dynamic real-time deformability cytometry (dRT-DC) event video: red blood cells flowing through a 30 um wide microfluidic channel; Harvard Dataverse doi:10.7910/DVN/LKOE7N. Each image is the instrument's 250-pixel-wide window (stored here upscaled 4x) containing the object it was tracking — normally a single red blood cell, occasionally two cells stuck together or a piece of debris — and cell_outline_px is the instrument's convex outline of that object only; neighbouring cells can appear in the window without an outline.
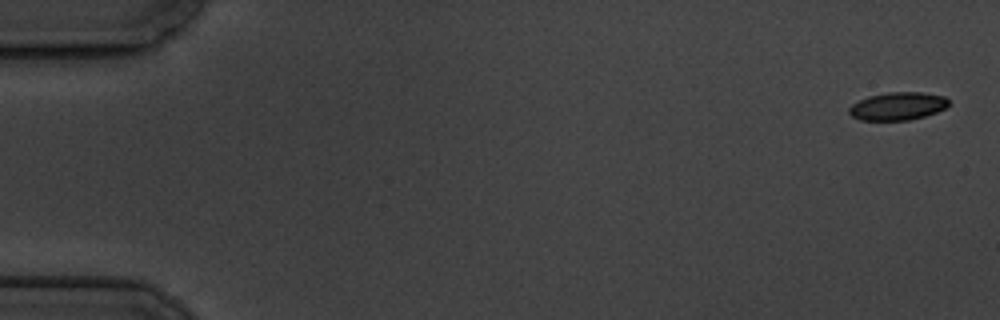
{"species": "common noctule bat (a hibernating species)", "species_latin": "Nyctalus noctula", "temperature_condition": "cold", "stored_images_in_passage": 7, "camera_frame_rate_fps": 3000, "um_per_image_px": 0.085, "animal": {"sex": "male", "body_mass_g": 19.5, "forearm_length_mm": 54.6}, "frame": {"image": 1, "passage_image": 1, "time_ms": 0.0, "image_size_px": [1000, 320], "cell_outline_px": [[948, 104], [944, 108], [936, 112], [924, 116], [908, 120], [860, 120], [852, 116], [848, 112], [848, 108], [852, 104], [868, 96], [888, 92], [920, 92], [944, 96], [948, 100]], "centroid_in_image_um": [76.27, 9.02], "position_along_channel_um": 8.7, "area_um2": 16.07}}
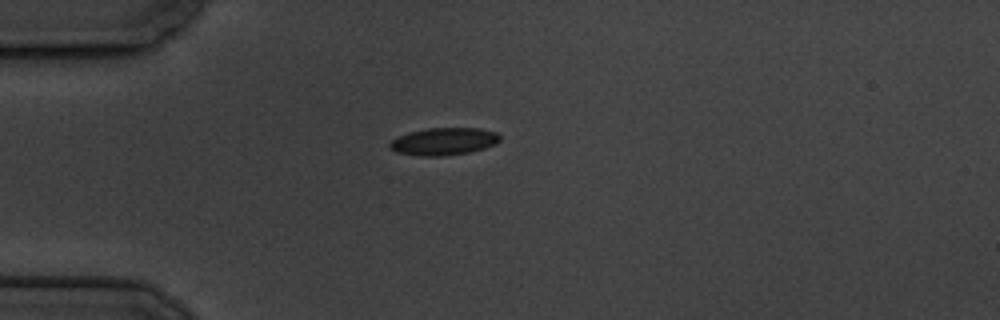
{"frame": {"image": 2, "passage_image": 5, "time_ms": 4.667, "image_size_px": [1000, 320], "cell_outline_px": [[500, 140], [496, 144], [484, 148], [468, 152], [440, 156], [424, 156], [396, 152], [388, 148], [388, 144], [392, 140], [408, 132], [428, 128], [480, 128], [496, 132], [500, 136]], "centroid_in_image_um": [37.72, 12.01], "position_along_channel_um": 47.3, "area_um2": 17.51}}
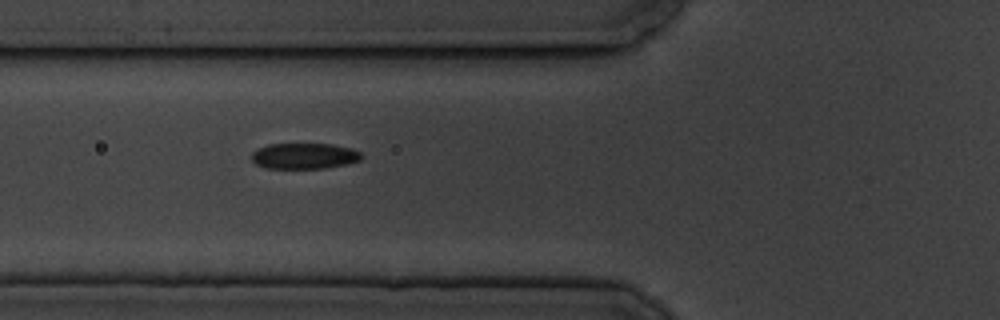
{"frame": {"image": 3, "passage_image": 7, "time_ms": 6.667, "image_size_px": [1000, 320], "cell_outline_px": [[364, 156], [360, 160], [348, 164], [324, 168], [264, 168], [256, 164], [252, 160], [252, 152], [268, 144], [332, 144], [352, 148], [360, 152]], "centroid_in_image_um": [25.89, 13.26], "position_along_channel_um": 99.9, "area_um2": 16.59}}